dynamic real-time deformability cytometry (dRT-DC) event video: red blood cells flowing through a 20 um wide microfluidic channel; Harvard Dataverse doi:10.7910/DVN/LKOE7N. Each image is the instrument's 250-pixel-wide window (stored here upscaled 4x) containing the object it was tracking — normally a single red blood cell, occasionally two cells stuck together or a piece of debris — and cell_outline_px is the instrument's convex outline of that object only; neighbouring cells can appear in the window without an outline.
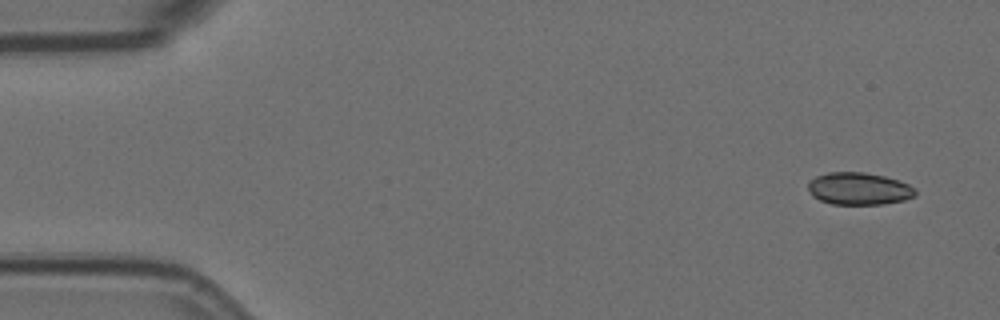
{"species": "Egyptian fruit bat (a non-hibernating species)", "species_latin": "Rousettus aegyptiacus", "temperature_condition": "room temperature", "stored_images_in_passage": 54, "camera_frame_rate_fps": 3000, "um_per_image_px": 0.085, "animal": {"sex": "female"}, "frame": {"image": 1, "passage_image": 1, "time_ms": 0.0, "image_size_px": [1000, 320], "cell_outline_px": [[916, 196], [904, 200], [884, 204], [832, 204], [820, 200], [812, 196], [808, 188], [808, 180], [816, 176], [828, 172], [864, 172], [884, 176], [900, 180], [916, 188]], "centroid_in_image_um": [73.02, 16.03], "position_along_channel_um": 12.0, "area_um2": 20.4}}
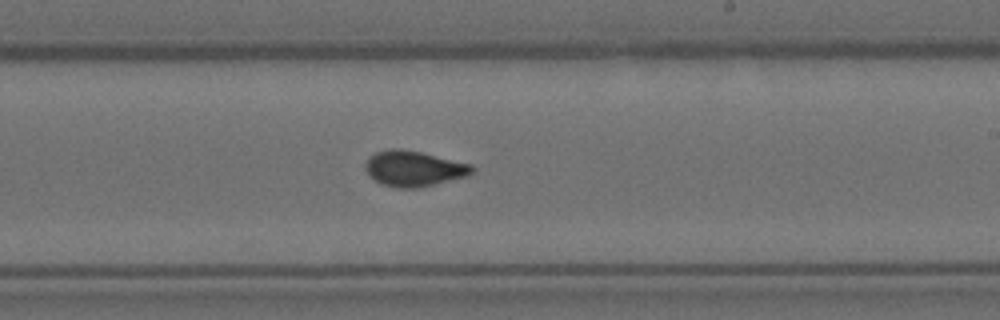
{"frame": {"image": 2, "passage_image": 31, "time_ms": 10.0, "image_size_px": [1000, 320], "cell_outline_px": [[476, 168], [468, 176], [416, 188], [396, 188], [380, 184], [364, 168], [364, 164], [368, 156], [376, 152], [392, 148], [400, 148], [420, 152], [472, 164]], "centroid_in_image_um": [35.16, 14.32], "position_along_channel_um": 253.8, "area_um2": 22.08}}
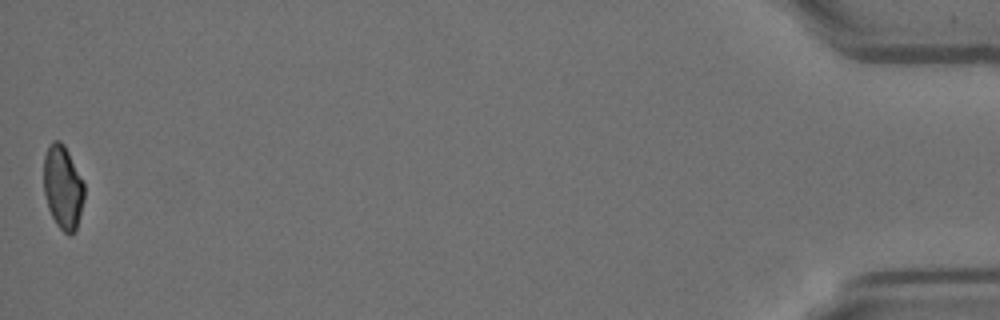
{"frame": {"image": 3, "passage_image": 54, "time_ms": 17.667, "image_size_px": [1000, 320], "cell_outline_px": [[84, 200], [76, 232], [72, 236], [68, 236], [56, 224], [48, 208], [44, 192], [44, 156], [48, 144], [52, 140], [60, 140], [64, 144], [84, 184]], "centroid_in_image_um": [5.34, 15.94], "position_along_channel_um": 429.9, "area_um2": 19.94}, "authors_computed_cell_mechanics": {"area_um2": 21.2415, "velocity_mm_per_s": 3.5901, "shape_relaxation_time_tau1_ms": 6.5557, "shape_relaxation_time_tau2_ms": 0.6547, "deformation_change_tau1": 0.1662, "deformation_change_tau2": 0.0458}}